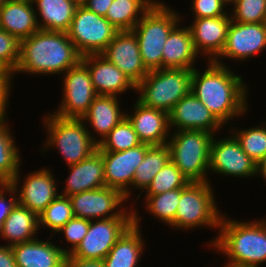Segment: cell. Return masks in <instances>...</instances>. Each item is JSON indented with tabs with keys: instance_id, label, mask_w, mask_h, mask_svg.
Segmentation results:
<instances>
[{
	"instance_id": "1f68e13d",
	"label": "cell",
	"mask_w": 266,
	"mask_h": 267,
	"mask_svg": "<svg viewBox=\"0 0 266 267\" xmlns=\"http://www.w3.org/2000/svg\"><path fill=\"white\" fill-rule=\"evenodd\" d=\"M8 120H0V183H10L21 166V153Z\"/></svg>"
},
{
	"instance_id": "3957f363",
	"label": "cell",
	"mask_w": 266,
	"mask_h": 267,
	"mask_svg": "<svg viewBox=\"0 0 266 267\" xmlns=\"http://www.w3.org/2000/svg\"><path fill=\"white\" fill-rule=\"evenodd\" d=\"M222 215L218 233L207 242L234 267H260L266 264V221H239Z\"/></svg>"
},
{
	"instance_id": "7c38bea8",
	"label": "cell",
	"mask_w": 266,
	"mask_h": 267,
	"mask_svg": "<svg viewBox=\"0 0 266 267\" xmlns=\"http://www.w3.org/2000/svg\"><path fill=\"white\" fill-rule=\"evenodd\" d=\"M63 77L62 101L54 115L60 118L81 119L98 95L92 86L88 68L80 61L68 69Z\"/></svg>"
},
{
	"instance_id": "ba28073f",
	"label": "cell",
	"mask_w": 266,
	"mask_h": 267,
	"mask_svg": "<svg viewBox=\"0 0 266 267\" xmlns=\"http://www.w3.org/2000/svg\"><path fill=\"white\" fill-rule=\"evenodd\" d=\"M192 69L162 68L150 70L136 86L143 105L171 112L173 107L191 92ZM138 91V92H137Z\"/></svg>"
},
{
	"instance_id": "83f0119b",
	"label": "cell",
	"mask_w": 266,
	"mask_h": 267,
	"mask_svg": "<svg viewBox=\"0 0 266 267\" xmlns=\"http://www.w3.org/2000/svg\"><path fill=\"white\" fill-rule=\"evenodd\" d=\"M39 230L38 215L16 203L4 220L0 237L8 246H13L35 239Z\"/></svg>"
},
{
	"instance_id": "f546056e",
	"label": "cell",
	"mask_w": 266,
	"mask_h": 267,
	"mask_svg": "<svg viewBox=\"0 0 266 267\" xmlns=\"http://www.w3.org/2000/svg\"><path fill=\"white\" fill-rule=\"evenodd\" d=\"M157 0H113L105 18L118 31H132Z\"/></svg>"
},
{
	"instance_id": "c3c4849f",
	"label": "cell",
	"mask_w": 266,
	"mask_h": 267,
	"mask_svg": "<svg viewBox=\"0 0 266 267\" xmlns=\"http://www.w3.org/2000/svg\"><path fill=\"white\" fill-rule=\"evenodd\" d=\"M226 6L234 5L238 0H221Z\"/></svg>"
},
{
	"instance_id": "277c9868",
	"label": "cell",
	"mask_w": 266,
	"mask_h": 267,
	"mask_svg": "<svg viewBox=\"0 0 266 267\" xmlns=\"http://www.w3.org/2000/svg\"><path fill=\"white\" fill-rule=\"evenodd\" d=\"M181 13L157 0L132 29L148 71L162 69L163 45L172 29L184 19Z\"/></svg>"
},
{
	"instance_id": "f35d334b",
	"label": "cell",
	"mask_w": 266,
	"mask_h": 267,
	"mask_svg": "<svg viewBox=\"0 0 266 267\" xmlns=\"http://www.w3.org/2000/svg\"><path fill=\"white\" fill-rule=\"evenodd\" d=\"M20 60V42L0 28V66L14 74Z\"/></svg>"
},
{
	"instance_id": "d6a6232c",
	"label": "cell",
	"mask_w": 266,
	"mask_h": 267,
	"mask_svg": "<svg viewBox=\"0 0 266 267\" xmlns=\"http://www.w3.org/2000/svg\"><path fill=\"white\" fill-rule=\"evenodd\" d=\"M229 127L231 130L228 131L239 141L242 150L258 164L266 156V121L244 129Z\"/></svg>"
},
{
	"instance_id": "8992f818",
	"label": "cell",
	"mask_w": 266,
	"mask_h": 267,
	"mask_svg": "<svg viewBox=\"0 0 266 267\" xmlns=\"http://www.w3.org/2000/svg\"><path fill=\"white\" fill-rule=\"evenodd\" d=\"M211 182H189L181 188L175 220L171 229L194 230L213 228L219 230L222 213L217 207L214 188ZM173 227V228H172Z\"/></svg>"
},
{
	"instance_id": "681fc988",
	"label": "cell",
	"mask_w": 266,
	"mask_h": 267,
	"mask_svg": "<svg viewBox=\"0 0 266 267\" xmlns=\"http://www.w3.org/2000/svg\"><path fill=\"white\" fill-rule=\"evenodd\" d=\"M78 5H81L85 0H74Z\"/></svg>"
},
{
	"instance_id": "d590c367",
	"label": "cell",
	"mask_w": 266,
	"mask_h": 267,
	"mask_svg": "<svg viewBox=\"0 0 266 267\" xmlns=\"http://www.w3.org/2000/svg\"><path fill=\"white\" fill-rule=\"evenodd\" d=\"M140 144L132 123L126 117L98 144L97 150L122 152Z\"/></svg>"
},
{
	"instance_id": "7a4b0ae2",
	"label": "cell",
	"mask_w": 266,
	"mask_h": 267,
	"mask_svg": "<svg viewBox=\"0 0 266 267\" xmlns=\"http://www.w3.org/2000/svg\"><path fill=\"white\" fill-rule=\"evenodd\" d=\"M81 57L67 33L39 29L20 42V60L14 75L24 72L29 76H61Z\"/></svg>"
},
{
	"instance_id": "e0dca14e",
	"label": "cell",
	"mask_w": 266,
	"mask_h": 267,
	"mask_svg": "<svg viewBox=\"0 0 266 267\" xmlns=\"http://www.w3.org/2000/svg\"><path fill=\"white\" fill-rule=\"evenodd\" d=\"M137 86L148 74L143 65L137 36L133 31H118L101 53Z\"/></svg>"
},
{
	"instance_id": "4316f807",
	"label": "cell",
	"mask_w": 266,
	"mask_h": 267,
	"mask_svg": "<svg viewBox=\"0 0 266 267\" xmlns=\"http://www.w3.org/2000/svg\"><path fill=\"white\" fill-rule=\"evenodd\" d=\"M178 23L163 45L162 68L194 69L200 58L194 47L189 26Z\"/></svg>"
},
{
	"instance_id": "8d00e7d4",
	"label": "cell",
	"mask_w": 266,
	"mask_h": 267,
	"mask_svg": "<svg viewBox=\"0 0 266 267\" xmlns=\"http://www.w3.org/2000/svg\"><path fill=\"white\" fill-rule=\"evenodd\" d=\"M189 180L176 165L169 160L155 175L148 188L143 192L145 196L158 195L177 188H184Z\"/></svg>"
},
{
	"instance_id": "6da1fadb",
	"label": "cell",
	"mask_w": 266,
	"mask_h": 267,
	"mask_svg": "<svg viewBox=\"0 0 266 267\" xmlns=\"http://www.w3.org/2000/svg\"><path fill=\"white\" fill-rule=\"evenodd\" d=\"M206 69H192L191 93L223 125L245 116L248 105V88L243 77L227 64L208 61Z\"/></svg>"
},
{
	"instance_id": "4fadbf2b",
	"label": "cell",
	"mask_w": 266,
	"mask_h": 267,
	"mask_svg": "<svg viewBox=\"0 0 266 267\" xmlns=\"http://www.w3.org/2000/svg\"><path fill=\"white\" fill-rule=\"evenodd\" d=\"M216 135L211 143L209 172L225 177L254 178L257 176V163L242 150L236 137L229 133L224 138L216 139Z\"/></svg>"
},
{
	"instance_id": "52a82bcc",
	"label": "cell",
	"mask_w": 266,
	"mask_h": 267,
	"mask_svg": "<svg viewBox=\"0 0 266 267\" xmlns=\"http://www.w3.org/2000/svg\"><path fill=\"white\" fill-rule=\"evenodd\" d=\"M213 137V134L202 130H182L170 133L167 142L170 160L189 182H210L207 174Z\"/></svg>"
},
{
	"instance_id": "9a60e30c",
	"label": "cell",
	"mask_w": 266,
	"mask_h": 267,
	"mask_svg": "<svg viewBox=\"0 0 266 267\" xmlns=\"http://www.w3.org/2000/svg\"><path fill=\"white\" fill-rule=\"evenodd\" d=\"M263 50L266 51V23H239L231 20L224 48L214 61L221 65H226L223 58L246 62Z\"/></svg>"
},
{
	"instance_id": "816d5d0a",
	"label": "cell",
	"mask_w": 266,
	"mask_h": 267,
	"mask_svg": "<svg viewBox=\"0 0 266 267\" xmlns=\"http://www.w3.org/2000/svg\"><path fill=\"white\" fill-rule=\"evenodd\" d=\"M225 266H223V267H234V266H230V265H227V264H224Z\"/></svg>"
},
{
	"instance_id": "f907efd6",
	"label": "cell",
	"mask_w": 266,
	"mask_h": 267,
	"mask_svg": "<svg viewBox=\"0 0 266 267\" xmlns=\"http://www.w3.org/2000/svg\"><path fill=\"white\" fill-rule=\"evenodd\" d=\"M7 0H0V7L6 2Z\"/></svg>"
},
{
	"instance_id": "d6986e66",
	"label": "cell",
	"mask_w": 266,
	"mask_h": 267,
	"mask_svg": "<svg viewBox=\"0 0 266 267\" xmlns=\"http://www.w3.org/2000/svg\"><path fill=\"white\" fill-rule=\"evenodd\" d=\"M81 62L88 68L92 86L98 95L121 97L128 90L136 92L134 83L101 54L82 56Z\"/></svg>"
},
{
	"instance_id": "e575fe53",
	"label": "cell",
	"mask_w": 266,
	"mask_h": 267,
	"mask_svg": "<svg viewBox=\"0 0 266 267\" xmlns=\"http://www.w3.org/2000/svg\"><path fill=\"white\" fill-rule=\"evenodd\" d=\"M74 217L71 202L68 196L58 195L46 208L39 214V229H50L52 236L61 229L70 219ZM42 226V227H41Z\"/></svg>"
},
{
	"instance_id": "f6af8a7d",
	"label": "cell",
	"mask_w": 266,
	"mask_h": 267,
	"mask_svg": "<svg viewBox=\"0 0 266 267\" xmlns=\"http://www.w3.org/2000/svg\"><path fill=\"white\" fill-rule=\"evenodd\" d=\"M64 267H104L102 260L66 258Z\"/></svg>"
},
{
	"instance_id": "cb8c5ba5",
	"label": "cell",
	"mask_w": 266,
	"mask_h": 267,
	"mask_svg": "<svg viewBox=\"0 0 266 267\" xmlns=\"http://www.w3.org/2000/svg\"><path fill=\"white\" fill-rule=\"evenodd\" d=\"M53 237L46 241L35 238L11 246L17 267H64L68 248L56 245L51 240Z\"/></svg>"
},
{
	"instance_id": "7dc6e473",
	"label": "cell",
	"mask_w": 266,
	"mask_h": 267,
	"mask_svg": "<svg viewBox=\"0 0 266 267\" xmlns=\"http://www.w3.org/2000/svg\"><path fill=\"white\" fill-rule=\"evenodd\" d=\"M259 175L266 182V156L257 164V176Z\"/></svg>"
},
{
	"instance_id": "44dd1931",
	"label": "cell",
	"mask_w": 266,
	"mask_h": 267,
	"mask_svg": "<svg viewBox=\"0 0 266 267\" xmlns=\"http://www.w3.org/2000/svg\"><path fill=\"white\" fill-rule=\"evenodd\" d=\"M230 22L231 16L223 15L193 19L189 23L194 47L200 56H205L206 62L214 61L221 54Z\"/></svg>"
},
{
	"instance_id": "4dcf8cb0",
	"label": "cell",
	"mask_w": 266,
	"mask_h": 267,
	"mask_svg": "<svg viewBox=\"0 0 266 267\" xmlns=\"http://www.w3.org/2000/svg\"><path fill=\"white\" fill-rule=\"evenodd\" d=\"M170 160V149L167 144L160 146H151L143 158V161L136 168L132 180L131 196L134 189L140 191L136 199H139L143 192L148 188L155 175Z\"/></svg>"
},
{
	"instance_id": "9c48e42d",
	"label": "cell",
	"mask_w": 266,
	"mask_h": 267,
	"mask_svg": "<svg viewBox=\"0 0 266 267\" xmlns=\"http://www.w3.org/2000/svg\"><path fill=\"white\" fill-rule=\"evenodd\" d=\"M118 30L104 17L78 5L67 32L81 56L101 54Z\"/></svg>"
},
{
	"instance_id": "7bdbcfd3",
	"label": "cell",
	"mask_w": 266,
	"mask_h": 267,
	"mask_svg": "<svg viewBox=\"0 0 266 267\" xmlns=\"http://www.w3.org/2000/svg\"><path fill=\"white\" fill-rule=\"evenodd\" d=\"M9 198L7 199V195ZM17 203V193L10 183H0V233L4 220Z\"/></svg>"
},
{
	"instance_id": "603a6c76",
	"label": "cell",
	"mask_w": 266,
	"mask_h": 267,
	"mask_svg": "<svg viewBox=\"0 0 266 267\" xmlns=\"http://www.w3.org/2000/svg\"><path fill=\"white\" fill-rule=\"evenodd\" d=\"M137 203H131L134 213V223L124 232L118 241L111 248L106 257L102 260L104 267H138L141 255L147 246L141 233V215L135 209ZM139 262V263H138Z\"/></svg>"
},
{
	"instance_id": "2e32d148",
	"label": "cell",
	"mask_w": 266,
	"mask_h": 267,
	"mask_svg": "<svg viewBox=\"0 0 266 267\" xmlns=\"http://www.w3.org/2000/svg\"><path fill=\"white\" fill-rule=\"evenodd\" d=\"M150 147L148 144L141 143L122 152L99 151L102 154L106 186L120 190L130 201L132 180L136 168L143 161L146 151Z\"/></svg>"
},
{
	"instance_id": "8fae6325",
	"label": "cell",
	"mask_w": 266,
	"mask_h": 267,
	"mask_svg": "<svg viewBox=\"0 0 266 267\" xmlns=\"http://www.w3.org/2000/svg\"><path fill=\"white\" fill-rule=\"evenodd\" d=\"M133 223L134 217L91 220L87 234L66 258L103 260Z\"/></svg>"
},
{
	"instance_id": "ffe728a7",
	"label": "cell",
	"mask_w": 266,
	"mask_h": 267,
	"mask_svg": "<svg viewBox=\"0 0 266 267\" xmlns=\"http://www.w3.org/2000/svg\"><path fill=\"white\" fill-rule=\"evenodd\" d=\"M133 112L126 111V117L132 123L141 143L150 146L167 144L170 137L169 114L162 110L147 107L136 100Z\"/></svg>"
},
{
	"instance_id": "bcb514c9",
	"label": "cell",
	"mask_w": 266,
	"mask_h": 267,
	"mask_svg": "<svg viewBox=\"0 0 266 267\" xmlns=\"http://www.w3.org/2000/svg\"><path fill=\"white\" fill-rule=\"evenodd\" d=\"M0 267H17L11 246L0 244Z\"/></svg>"
},
{
	"instance_id": "60d3db41",
	"label": "cell",
	"mask_w": 266,
	"mask_h": 267,
	"mask_svg": "<svg viewBox=\"0 0 266 267\" xmlns=\"http://www.w3.org/2000/svg\"><path fill=\"white\" fill-rule=\"evenodd\" d=\"M191 12L194 18H213L230 15L227 6L221 0H191Z\"/></svg>"
},
{
	"instance_id": "74e56055",
	"label": "cell",
	"mask_w": 266,
	"mask_h": 267,
	"mask_svg": "<svg viewBox=\"0 0 266 267\" xmlns=\"http://www.w3.org/2000/svg\"><path fill=\"white\" fill-rule=\"evenodd\" d=\"M230 9L232 21L266 23V0H238Z\"/></svg>"
},
{
	"instance_id": "5bb4252c",
	"label": "cell",
	"mask_w": 266,
	"mask_h": 267,
	"mask_svg": "<svg viewBox=\"0 0 266 267\" xmlns=\"http://www.w3.org/2000/svg\"><path fill=\"white\" fill-rule=\"evenodd\" d=\"M21 168L10 182L17 193V203L38 216L60 194L57 180L50 168H40L21 178ZM22 180V181H20ZM20 182H22L20 186ZM19 185V186H18Z\"/></svg>"
},
{
	"instance_id": "5b68a950",
	"label": "cell",
	"mask_w": 266,
	"mask_h": 267,
	"mask_svg": "<svg viewBox=\"0 0 266 267\" xmlns=\"http://www.w3.org/2000/svg\"><path fill=\"white\" fill-rule=\"evenodd\" d=\"M42 118L46 139L42 144L41 154L52 148L71 166L89 157L98 145L92 140L87 126L81 119L60 118L48 112ZM46 128V129H45Z\"/></svg>"
},
{
	"instance_id": "d4e9b609",
	"label": "cell",
	"mask_w": 266,
	"mask_h": 267,
	"mask_svg": "<svg viewBox=\"0 0 266 267\" xmlns=\"http://www.w3.org/2000/svg\"><path fill=\"white\" fill-rule=\"evenodd\" d=\"M69 175L60 195L71 196L83 191L106 186L102 154L96 150L89 157L75 165L67 166Z\"/></svg>"
},
{
	"instance_id": "ee69618b",
	"label": "cell",
	"mask_w": 266,
	"mask_h": 267,
	"mask_svg": "<svg viewBox=\"0 0 266 267\" xmlns=\"http://www.w3.org/2000/svg\"><path fill=\"white\" fill-rule=\"evenodd\" d=\"M112 2L113 0H85L81 5H83L89 11L105 17Z\"/></svg>"
},
{
	"instance_id": "ab89813d",
	"label": "cell",
	"mask_w": 266,
	"mask_h": 267,
	"mask_svg": "<svg viewBox=\"0 0 266 267\" xmlns=\"http://www.w3.org/2000/svg\"><path fill=\"white\" fill-rule=\"evenodd\" d=\"M89 225L90 220L73 217L56 232L60 234L62 233L65 237L64 239L69 243L68 255L81 243L82 239L88 232Z\"/></svg>"
},
{
	"instance_id": "484cf974",
	"label": "cell",
	"mask_w": 266,
	"mask_h": 267,
	"mask_svg": "<svg viewBox=\"0 0 266 267\" xmlns=\"http://www.w3.org/2000/svg\"><path fill=\"white\" fill-rule=\"evenodd\" d=\"M0 28L19 42L39 30L32 0H7L0 7Z\"/></svg>"
},
{
	"instance_id": "f1b7e54d",
	"label": "cell",
	"mask_w": 266,
	"mask_h": 267,
	"mask_svg": "<svg viewBox=\"0 0 266 267\" xmlns=\"http://www.w3.org/2000/svg\"><path fill=\"white\" fill-rule=\"evenodd\" d=\"M32 2L40 30L68 32L78 6L74 0H32Z\"/></svg>"
},
{
	"instance_id": "836d02e7",
	"label": "cell",
	"mask_w": 266,
	"mask_h": 267,
	"mask_svg": "<svg viewBox=\"0 0 266 267\" xmlns=\"http://www.w3.org/2000/svg\"><path fill=\"white\" fill-rule=\"evenodd\" d=\"M181 197V188L164 192L158 195L144 196L145 211L166 225L175 220L177 205Z\"/></svg>"
},
{
	"instance_id": "30bf717a",
	"label": "cell",
	"mask_w": 266,
	"mask_h": 267,
	"mask_svg": "<svg viewBox=\"0 0 266 267\" xmlns=\"http://www.w3.org/2000/svg\"><path fill=\"white\" fill-rule=\"evenodd\" d=\"M69 199L74 217L90 221L113 217H134L131 204L127 206L128 200L125 195L115 188L103 186L73 194Z\"/></svg>"
},
{
	"instance_id": "f5cc1de1",
	"label": "cell",
	"mask_w": 266,
	"mask_h": 267,
	"mask_svg": "<svg viewBox=\"0 0 266 267\" xmlns=\"http://www.w3.org/2000/svg\"><path fill=\"white\" fill-rule=\"evenodd\" d=\"M4 69L0 66V73L3 71Z\"/></svg>"
},
{
	"instance_id": "ac0fdd59",
	"label": "cell",
	"mask_w": 266,
	"mask_h": 267,
	"mask_svg": "<svg viewBox=\"0 0 266 267\" xmlns=\"http://www.w3.org/2000/svg\"><path fill=\"white\" fill-rule=\"evenodd\" d=\"M170 131L202 130L213 135L223 125L191 92L184 96L169 113Z\"/></svg>"
},
{
	"instance_id": "b9f144b4",
	"label": "cell",
	"mask_w": 266,
	"mask_h": 267,
	"mask_svg": "<svg viewBox=\"0 0 266 267\" xmlns=\"http://www.w3.org/2000/svg\"><path fill=\"white\" fill-rule=\"evenodd\" d=\"M15 75L7 70H3L0 73V120H8L7 111H8V106H9V96H11L10 92L12 90V83H13V78Z\"/></svg>"
},
{
	"instance_id": "7402d4cb",
	"label": "cell",
	"mask_w": 266,
	"mask_h": 267,
	"mask_svg": "<svg viewBox=\"0 0 266 267\" xmlns=\"http://www.w3.org/2000/svg\"><path fill=\"white\" fill-rule=\"evenodd\" d=\"M119 98L116 96L97 95L89 106L88 111L81 118L86 126L90 124L87 129L92 140L97 145L103 141L115 126L126 118V111L122 110ZM90 127L93 130H90ZM97 134L100 138L96 137Z\"/></svg>"
}]
</instances>
